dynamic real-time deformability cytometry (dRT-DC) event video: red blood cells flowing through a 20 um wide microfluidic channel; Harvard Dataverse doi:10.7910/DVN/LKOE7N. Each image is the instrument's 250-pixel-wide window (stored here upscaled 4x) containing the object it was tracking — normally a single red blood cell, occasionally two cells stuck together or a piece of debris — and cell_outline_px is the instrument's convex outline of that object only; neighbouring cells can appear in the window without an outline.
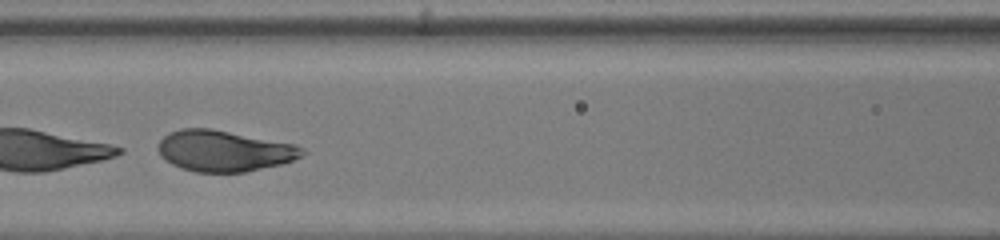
{"species": "human", "species_latin": "Homo sapiens", "temperature_condition": "warm", "stored_images_in_passage": 29, "segment_of_instrument_passage": [2, 2], "camera_frame_rate_fps": 3000, "um_per_image_px": 0.085, "donor": {"sex": "female"}, "frame": {"image": 1, "passage_image": 11, "time_ms": 3.333, "image_size_px": [1000, 240], "cell_outline_px": [[308, 152], [292, 160], [280, 164], [244, 172], [196, 172], [180, 168], [172, 164], [160, 156], [160, 140], [168, 132], [180, 128], [208, 128], [296, 144], [304, 148]], "centroid_in_image_um": [19.05, 12.82], "position_along_channel_um": 147.5, "area_um2": 34.28}}
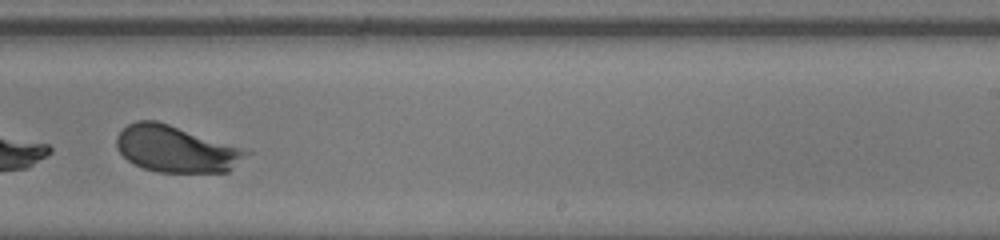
{"frame": {"image": 2, "passage_image": 20, "time_ms": 6.333, "image_size_px": [1000, 240], "cell_outline_px": [[252, 152], [228, 172], [156, 172], [144, 168], [128, 160], [116, 148], [116, 136], [128, 124], [136, 120], [156, 120]], "centroid_in_image_um": [14.92, 12.67], "position_along_channel_um": 274.1, "area_um2": 34.62}}
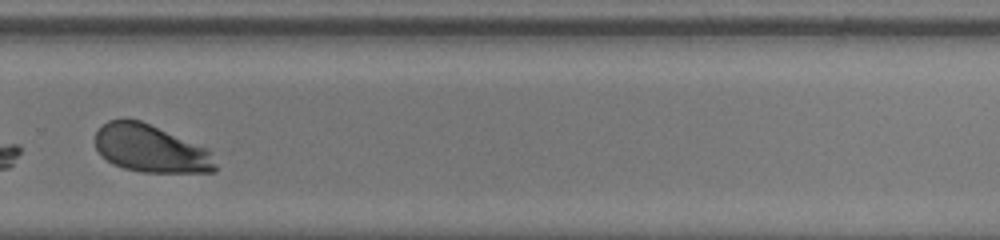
{"frame": {"image": 3, "passage_image": 23, "time_ms": 7.333, "image_size_px": [1000, 240], "cell_outline_px": [[216, 172], [140, 172], [124, 168], [112, 164], [100, 156], [92, 140], [96, 132], [108, 120], [140, 120], [208, 148], [216, 168]], "centroid_in_image_um": [12.76, 12.64], "position_along_channel_um": 317.0, "area_um2": 33.35}}